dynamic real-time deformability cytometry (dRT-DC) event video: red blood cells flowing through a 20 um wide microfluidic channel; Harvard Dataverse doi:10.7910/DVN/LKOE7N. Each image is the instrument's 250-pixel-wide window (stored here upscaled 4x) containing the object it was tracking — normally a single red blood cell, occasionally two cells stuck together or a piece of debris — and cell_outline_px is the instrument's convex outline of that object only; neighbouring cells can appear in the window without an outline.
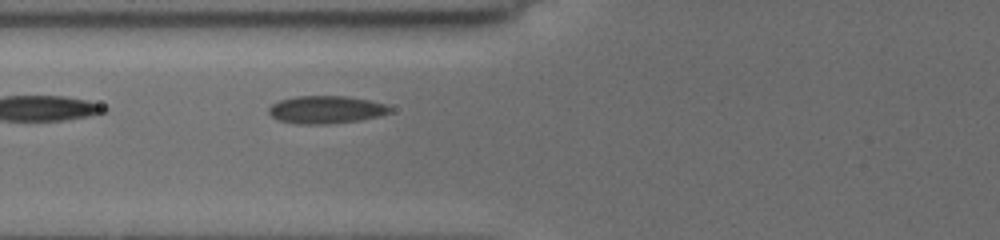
{"species": "common noctule bat (a hibernating species)", "species_latin": "Nyctalus noctula", "temperature_condition": "cold", "stored_images_in_passage": 5, "camera_frame_rate_fps": 3000, "um_per_image_px": 0.085, "animal": {"sex": "female", "body_mass_g": 19.5, "forearm_length_mm": 54.1}, "frame": {"image": 1, "passage_image": 5, "time_ms": 3.333, "image_size_px": [1000, 240], "cell_outline_px": [[392, 108], [388, 112], [376, 116], [360, 120], [320, 124], [304, 124], [280, 120], [272, 116], [268, 112], [268, 108], [272, 104], [280, 100], [296, 96], [348, 96], [388, 104]], "centroid_in_image_um": [27.71, 9.3], "position_along_channel_um": 98.1, "area_um2": 19.25}}